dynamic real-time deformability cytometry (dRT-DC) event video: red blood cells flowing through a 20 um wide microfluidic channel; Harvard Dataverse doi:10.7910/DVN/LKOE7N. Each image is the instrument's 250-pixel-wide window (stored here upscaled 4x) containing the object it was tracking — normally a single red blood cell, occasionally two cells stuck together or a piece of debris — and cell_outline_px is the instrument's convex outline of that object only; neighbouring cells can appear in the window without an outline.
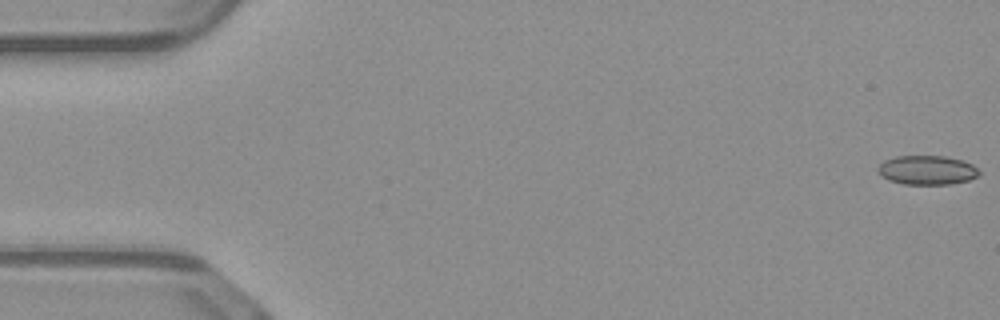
{"species": "common noctule bat (a hibernating species)", "species_latin": "Nyctalus noctula", "temperature_condition": "warm", "stored_images_in_passage": 51, "camera_frame_rate_fps": 3000, "um_per_image_px": 0.085, "animal": {"sex": "male", "body_mass_g": 23.1, "forearm_length_mm": 52.7}, "frame": {"image": 1, "passage_image": 1, "time_ms": 0.0, "image_size_px": [1000, 320], "cell_outline_px": [[980, 176], [968, 180], [952, 184], [904, 184], [888, 180], [880, 176], [876, 168], [884, 160], [896, 156], [944, 156], [960, 160], [972, 164], [980, 172]], "centroid_in_image_um": [78.77, 14.46], "position_along_channel_um": 6.2, "area_um2": 17.28}}
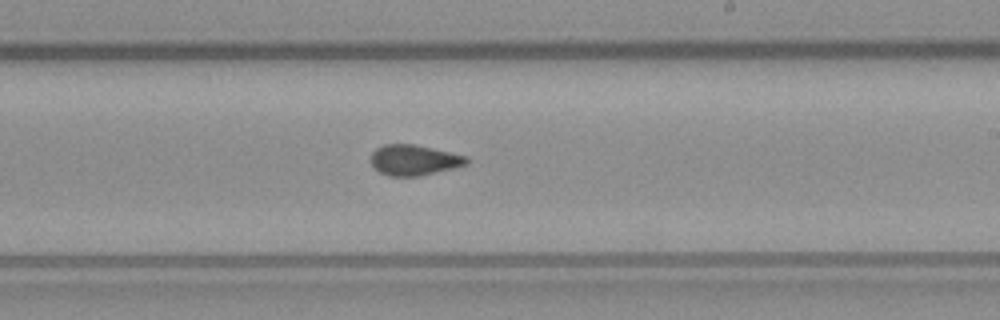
{"frame": {"image": 2, "passage_image": 30, "time_ms": 9.667, "image_size_px": [1000, 320], "cell_outline_px": [[468, 164], [420, 176], [388, 176], [380, 172], [372, 164], [372, 152], [376, 148], [384, 144], [412, 144], [432, 148], [468, 156]], "centroid_in_image_um": [35.2, 13.6], "position_along_channel_um": 253.8, "area_um2": 16.88}}
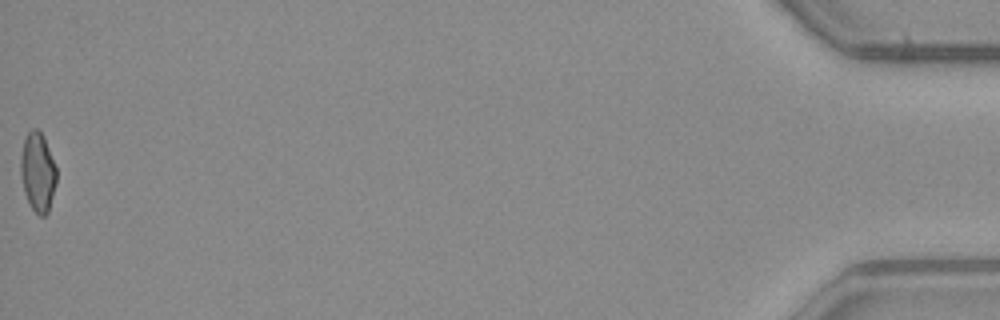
{"frame": {"image": 3, "passage_image": 51, "time_ms": 16.667, "image_size_px": [1000, 320], "cell_outline_px": [[56, 184], [48, 212], [44, 216], [40, 216], [32, 208], [24, 192], [20, 172], [20, 156], [24, 140], [28, 132], [32, 128], [36, 128], [44, 136], [56, 168]], "centroid_in_image_um": [3.2, 14.61], "position_along_channel_um": 432.0, "area_um2": 16.47}, "authors_computed_cell_mechanics": {"area_um2": 17.34, "velocity_mm_per_s": 4.1102, "shape_relaxation_time_tau1_ms": null, "shape_relaxation_time_tau2_ms": 1.2753, "deformation_change_tau1": null, "deformation_change_tau2": 0.0646}}